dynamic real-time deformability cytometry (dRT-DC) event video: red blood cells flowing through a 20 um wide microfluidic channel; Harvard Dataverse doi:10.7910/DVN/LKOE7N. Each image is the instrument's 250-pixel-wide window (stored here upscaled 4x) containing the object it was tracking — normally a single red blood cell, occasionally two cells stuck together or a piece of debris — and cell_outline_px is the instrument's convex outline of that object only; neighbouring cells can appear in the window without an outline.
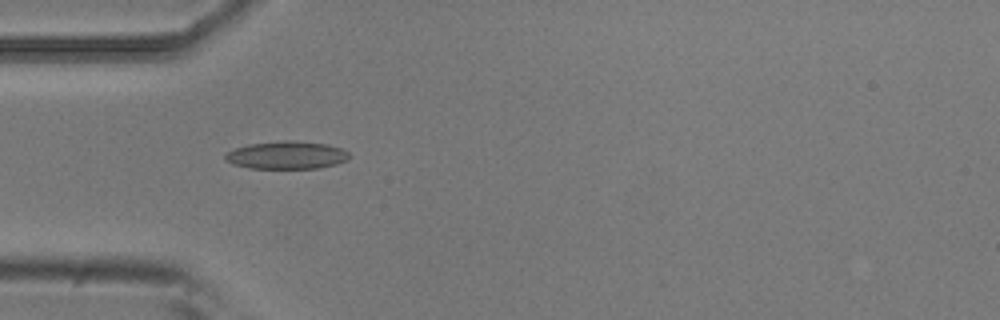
{"species": "common noctule bat (a hibernating species)", "species_latin": "Nyctalus noctula", "temperature_condition": "room temperature", "stored_images_in_passage": 5, "camera_frame_rate_fps": 3000, "um_per_image_px": 0.085, "animal": {"sex": "male", "body_mass_g": 20.5, "forearm_length_mm": 52.5}, "frame": {"image": 1, "passage_image": 4, "time_ms": 1.0, "image_size_px": [1000, 320], "cell_outline_px": [[348, 160], [336, 164], [320, 168], [248, 168], [232, 164], [224, 160], [224, 156], [228, 152], [236, 148], [248, 144], [280, 140], [296, 140], [328, 144], [340, 148], [348, 152]], "centroid_in_image_um": [24.35, 13.18], "position_along_channel_um": 60.6, "area_um2": 20.23}}
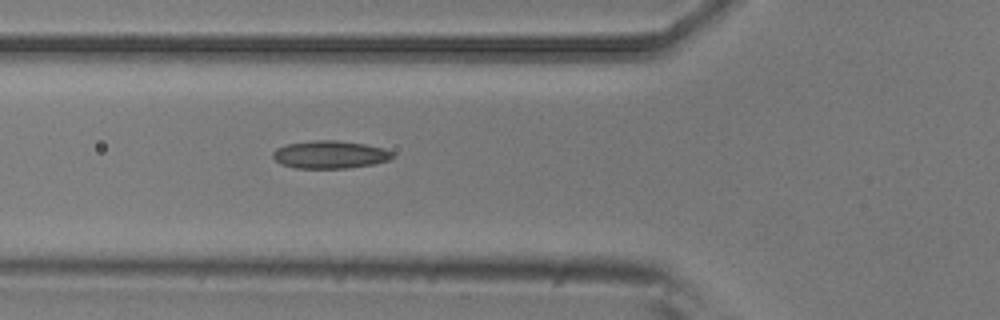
{"frame": {"image": 2, "passage_image": 5, "time_ms": 1.333, "image_size_px": [1000, 320], "cell_outline_px": [[392, 156], [388, 160], [372, 164], [348, 168], [296, 168], [280, 164], [272, 156], [272, 152], [276, 148], [288, 144], [312, 140], [336, 140], [364, 144], [384, 148], [392, 152]], "centroid_in_image_um": [28.01, 13.14], "position_along_channel_um": 97.8, "area_um2": 19.25}}